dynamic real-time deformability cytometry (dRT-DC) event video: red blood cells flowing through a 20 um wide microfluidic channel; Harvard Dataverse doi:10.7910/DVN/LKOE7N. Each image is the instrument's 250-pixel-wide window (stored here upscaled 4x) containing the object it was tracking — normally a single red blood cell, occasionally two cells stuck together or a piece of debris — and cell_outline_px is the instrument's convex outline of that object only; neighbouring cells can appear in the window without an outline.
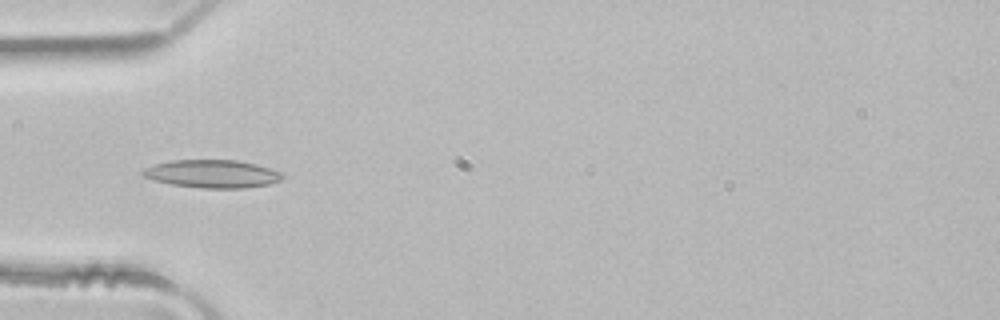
{"species": "common noctule bat (a hibernating species)", "species_latin": "Nyctalus noctula", "temperature_condition": "room temperature", "stored_images_in_passage": 50, "camera_frame_rate_fps": 3000, "um_per_image_px": 0.085, "animal": {"sex": "male", "body_mass_g": 21.5, "forearm_length_mm": 52.0}, "frame": {"image": 1, "passage_image": 16, "time_ms": 5.0, "image_size_px": [1000, 320], "cell_outline_px": [[284, 176], [280, 180], [268, 184], [244, 188], [200, 188], [172, 184], [152, 180], [144, 176], [140, 172], [144, 168], [152, 164], [172, 160], [236, 160], [256, 164], [280, 172]], "centroid_in_image_um": [17.99, 14.77], "position_along_channel_um": 67.0, "area_um2": 22.72}}
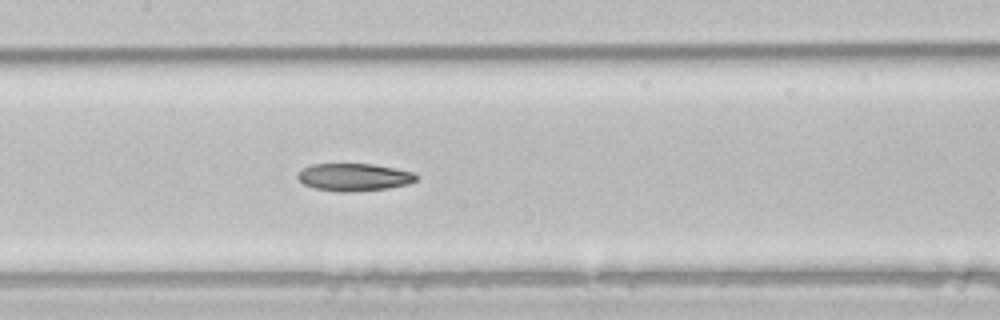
{"frame": {"image": 2, "passage_image": 24, "time_ms": 7.667, "image_size_px": [1000, 320], "cell_outline_px": [[420, 176], [416, 180], [408, 184], [388, 188], [356, 192], [340, 192], [316, 188], [304, 184], [296, 176], [296, 172], [300, 168], [312, 164], [372, 164], [416, 172]], "centroid_in_image_um": [30.1, 15.05], "position_along_channel_um": 177.3, "area_um2": 19.31}}
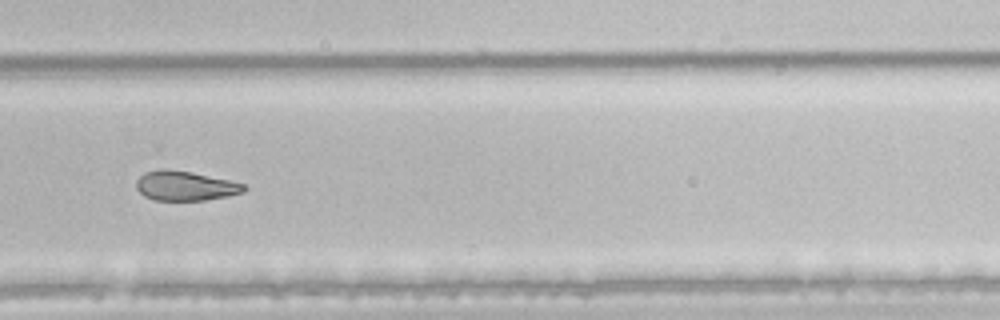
{"frame": {"image": 3, "passage_image": 34, "time_ms": 11.0, "image_size_px": [1000, 320], "cell_outline_px": [[248, 188], [244, 192], [228, 196], [204, 200], [156, 200], [144, 196], [136, 188], [136, 180], [144, 172], [160, 168], [192, 172], [228, 180], [244, 184]], "centroid_in_image_um": [15.73, 15.79], "position_along_channel_um": 314.1, "area_um2": 18.55}}